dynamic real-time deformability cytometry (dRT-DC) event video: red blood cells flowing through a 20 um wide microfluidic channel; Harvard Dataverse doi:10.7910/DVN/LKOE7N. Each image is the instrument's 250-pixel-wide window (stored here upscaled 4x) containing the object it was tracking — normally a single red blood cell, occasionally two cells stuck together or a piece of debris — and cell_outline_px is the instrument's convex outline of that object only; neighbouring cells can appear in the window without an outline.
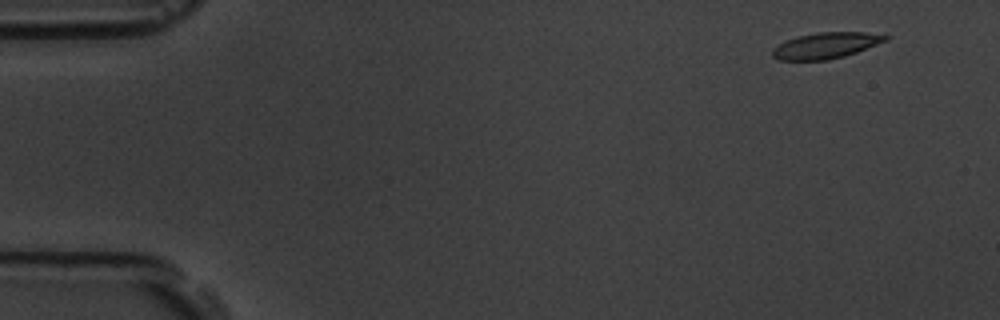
{"species": "common noctule bat (a hibernating species)", "species_latin": "Nyctalus noctula", "temperature_condition": "room temperature", "stored_images_in_passage": 4, "camera_frame_rate_fps": 3000, "um_per_image_px": 0.085, "animal": {"sex": "male", "body_mass_g": 19.5, "forearm_length_mm": 54.6}, "frame": {"image": 1, "passage_image": 1, "time_ms": 0.0, "image_size_px": [1000, 320], "cell_outline_px": [[888, 40], [856, 52], [844, 56], [828, 60], [780, 60], [772, 56], [772, 48], [796, 36], [816, 32], [884, 32], [888, 36]], "centroid_in_image_um": [70.25, 3.85], "position_along_channel_um": 14.8, "area_um2": 17.28}}
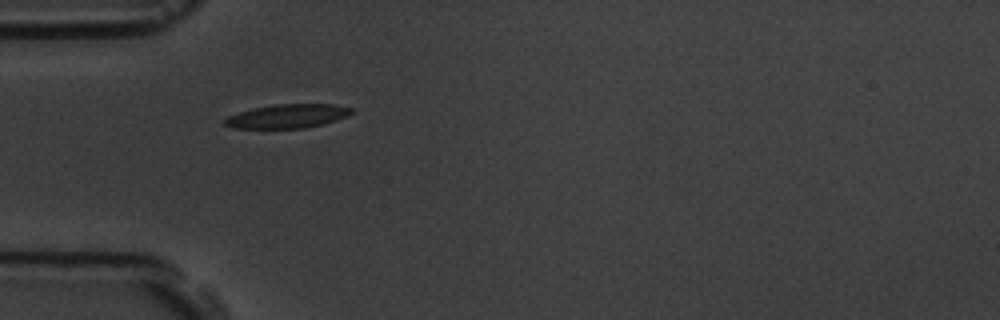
{"frame": {"image": 2, "passage_image": 4, "time_ms": 4.333, "image_size_px": [1000, 320], "cell_outline_px": [[356, 108], [348, 116], [324, 124], [304, 128], [232, 128], [224, 124], [224, 120], [228, 116], [252, 108], [276, 104], [332, 104]], "centroid_in_image_um": [24.47, 9.87], "position_along_channel_um": 60.5, "area_um2": 17.69}}